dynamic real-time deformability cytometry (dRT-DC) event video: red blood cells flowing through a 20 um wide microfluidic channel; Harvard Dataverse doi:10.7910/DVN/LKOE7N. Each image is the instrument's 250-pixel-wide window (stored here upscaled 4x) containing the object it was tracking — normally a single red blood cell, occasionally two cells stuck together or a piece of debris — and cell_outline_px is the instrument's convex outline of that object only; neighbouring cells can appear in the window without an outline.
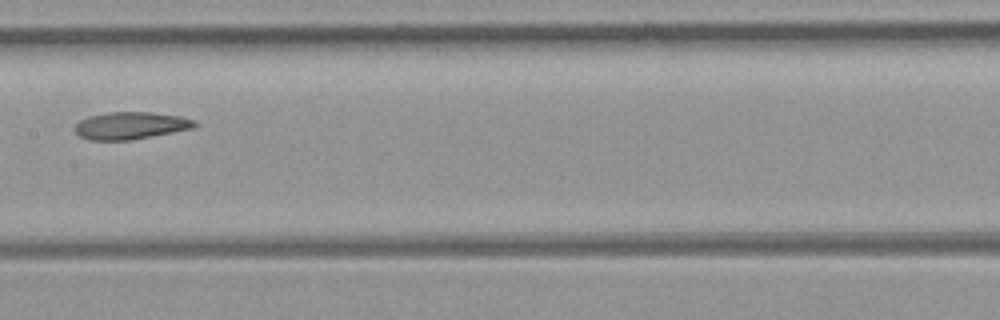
{"species": "common noctule bat (a hibernating species)", "species_latin": "Nyctalus noctula", "temperature_condition": "room temperature", "stored_images_in_passage": 5, "camera_frame_rate_fps": 3000, "um_per_image_px": 0.085, "animal": {"sex": "female", "body_mass_g": 21.9}, "frame": {"image": 1, "passage_image": 4, "time_ms": 1.0, "image_size_px": [1000, 320], "cell_outline_px": [[196, 128], [128, 140], [88, 140], [80, 136], [76, 132], [76, 124], [80, 120], [88, 116], [108, 112], [152, 112], [180, 116], [196, 120]], "centroid_in_image_um": [11.12, 10.66], "position_along_channel_um": 196.3, "area_um2": 19.02}}
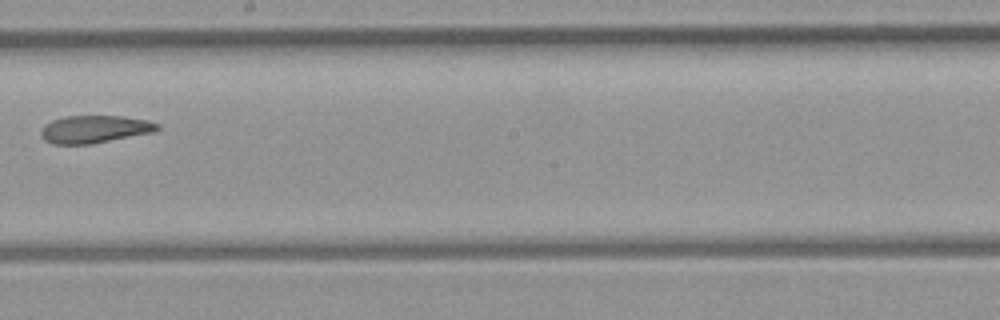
{"frame": {"image": 2, "passage_image": 5, "time_ms": 1.333, "image_size_px": [1000, 320], "cell_outline_px": [[160, 128], [152, 132], [92, 144], [52, 144], [44, 140], [40, 132], [44, 124], [52, 120], [64, 116], [124, 116], [148, 120], [160, 124]], "centroid_in_image_um": [8.02, 10.97], "position_along_channel_um": 240.2, "area_um2": 18.79}}